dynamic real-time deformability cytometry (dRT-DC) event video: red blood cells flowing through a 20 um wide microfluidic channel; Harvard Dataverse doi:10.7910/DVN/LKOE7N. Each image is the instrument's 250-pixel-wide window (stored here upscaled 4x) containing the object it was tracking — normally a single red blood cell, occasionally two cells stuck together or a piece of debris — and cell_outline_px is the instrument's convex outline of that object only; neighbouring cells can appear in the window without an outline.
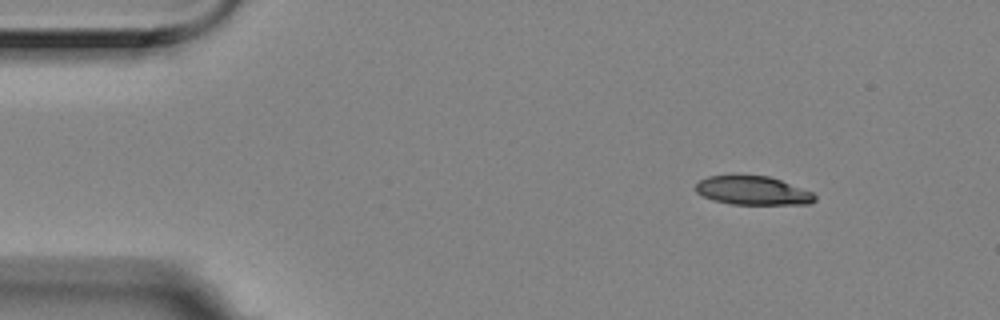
{"species": "Egyptian fruit bat (a non-hibernating species)", "species_latin": "Rousettus aegyptiacus", "temperature_condition": "room temperature", "stored_images_in_passage": 4, "camera_frame_rate_fps": 3000, "um_per_image_px": 0.085, "animal": {"sex": "female"}, "frame": {"image": 1, "passage_image": 1, "time_ms": 0.0, "image_size_px": [1000, 320], "cell_outline_px": [[816, 200], [808, 204], [732, 204], [712, 200], [696, 192], [696, 184], [700, 180], [708, 176], [736, 172], [768, 176], [780, 180], [812, 192], [816, 196]], "centroid_in_image_um": [63.93, 16.15], "position_along_channel_um": 21.1, "area_um2": 20.52}}
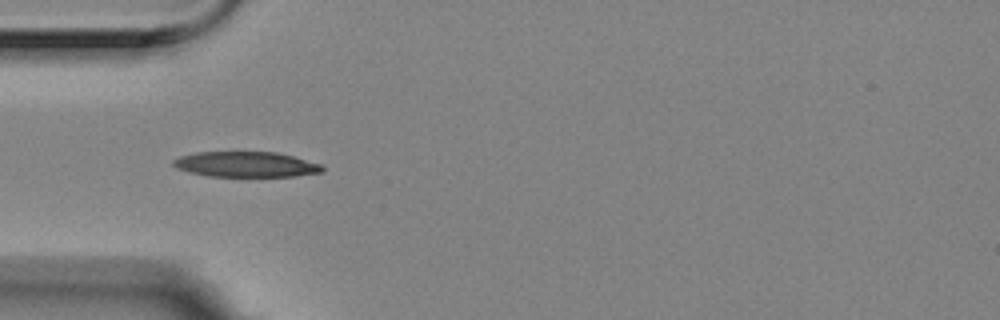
{"frame": {"image": 2, "passage_image": 4, "time_ms": 1.0, "image_size_px": [1000, 320], "cell_outline_px": [[324, 172], [296, 176], [208, 176], [188, 172], [176, 168], [172, 164], [172, 160], [180, 156], [196, 152], [276, 152], [324, 164]], "centroid_in_image_um": [20.92, 13.97], "position_along_channel_um": 64.1, "area_um2": 22.2}}